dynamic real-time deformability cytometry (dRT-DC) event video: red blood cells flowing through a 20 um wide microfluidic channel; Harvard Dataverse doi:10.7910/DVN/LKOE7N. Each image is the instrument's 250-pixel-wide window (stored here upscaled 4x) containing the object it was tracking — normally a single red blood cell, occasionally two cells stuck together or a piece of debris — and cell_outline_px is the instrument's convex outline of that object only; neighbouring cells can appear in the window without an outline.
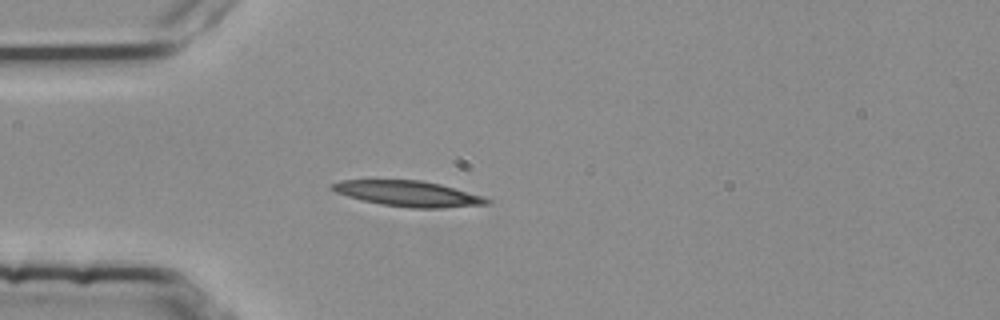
{"species": "common noctule bat (a hibernating species)", "species_latin": "Nyctalus noctula", "temperature_condition": "room temperature", "stored_images_in_passage": 3, "camera_frame_rate_fps": 3000, "um_per_image_px": 0.085, "animal": {"sex": "female", "body_mass_g": 25.1}, "frame": {"image": 1, "passage_image": 3, "time_ms": 0.667, "image_size_px": [1000, 320], "cell_outline_px": [[492, 204], [440, 208], [412, 208], [380, 204], [348, 196], [336, 192], [328, 188], [328, 184], [340, 180], [424, 180], [440, 184], [484, 196], [492, 200]], "centroid_in_image_um": [34.71, 16.45], "position_along_channel_um": 50.3, "area_um2": 23.24}}